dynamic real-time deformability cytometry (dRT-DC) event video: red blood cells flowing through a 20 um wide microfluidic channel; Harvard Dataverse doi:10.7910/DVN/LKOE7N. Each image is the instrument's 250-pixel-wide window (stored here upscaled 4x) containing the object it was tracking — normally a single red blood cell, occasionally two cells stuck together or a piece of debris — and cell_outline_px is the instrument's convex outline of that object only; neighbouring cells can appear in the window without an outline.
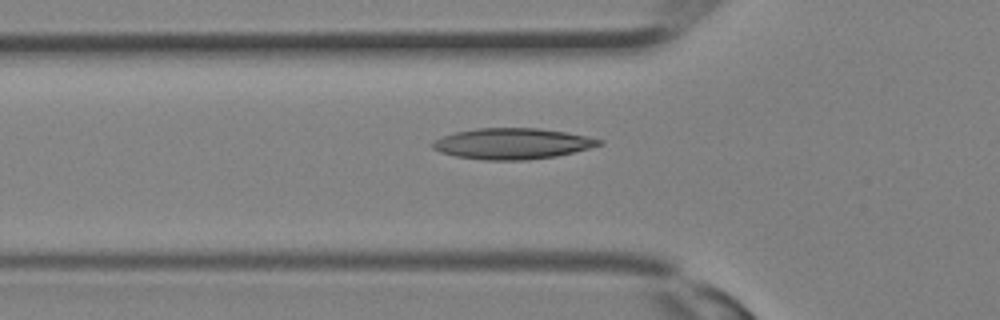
{"species": "Egyptian fruit bat (a non-hibernating species)", "species_latin": "Rousettus aegyptiacus", "temperature_condition": "room temperature", "stored_images_in_passage": 31, "camera_frame_rate_fps": 3000, "um_per_image_px": 0.085, "animal": {"sex": "female"}, "frame": {"image": 1, "passage_image": 11, "time_ms": 3.333, "image_size_px": [1000, 320], "cell_outline_px": [[604, 144], [556, 156], [528, 160], [484, 160], [456, 156], [440, 152], [432, 148], [432, 144], [436, 140], [444, 136], [456, 132], [476, 128], [540, 128], [564, 132], [604, 140]], "centroid_in_image_um": [43.55, 12.21], "position_along_channel_um": 82.2, "area_um2": 29.77}}
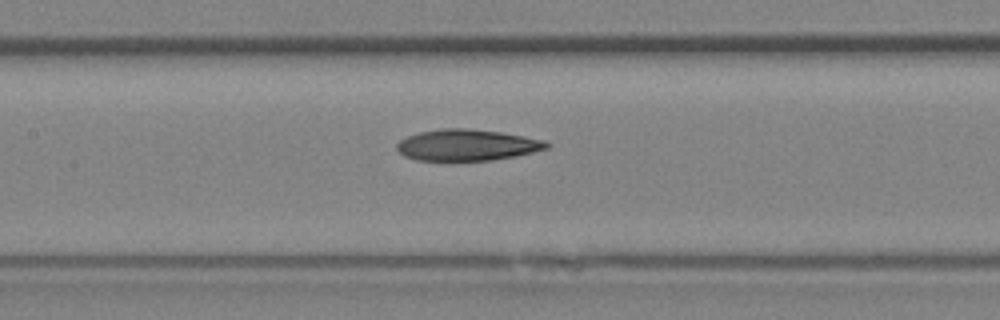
{"frame": {"image": 2, "passage_image": 15, "time_ms": 4.667, "image_size_px": [1000, 320], "cell_outline_px": [[552, 144], [548, 148], [516, 156], [492, 160], [416, 160], [404, 156], [396, 148], [396, 144], [400, 140], [408, 136], [420, 132], [440, 128], [468, 128], [500, 132], [548, 140]], "centroid_in_image_um": [39.73, 12.32], "position_along_channel_um": 167.7, "area_um2": 27.4}}
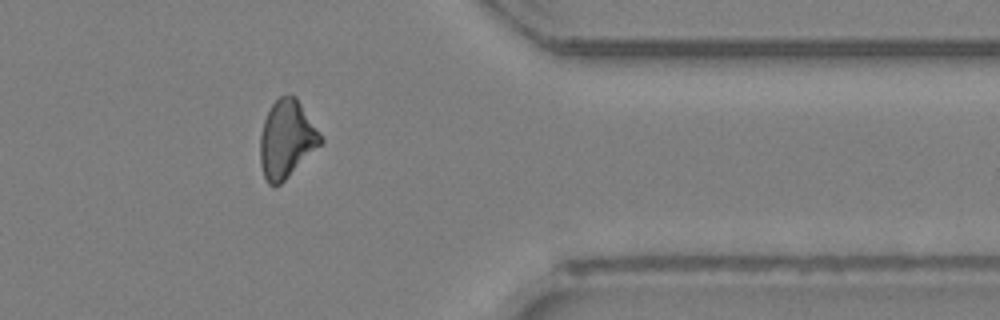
{"frame": {"image": 3, "passage_image": 26, "time_ms": 8.333, "image_size_px": [1000, 320], "cell_outline_px": [[324, 140], [280, 184], [268, 184], [264, 176], [260, 164], [260, 136], [264, 120], [272, 104], [280, 96], [296, 96]], "centroid_in_image_um": [24.33, 11.82], "position_along_channel_um": 387.1, "area_um2": 26.65}}